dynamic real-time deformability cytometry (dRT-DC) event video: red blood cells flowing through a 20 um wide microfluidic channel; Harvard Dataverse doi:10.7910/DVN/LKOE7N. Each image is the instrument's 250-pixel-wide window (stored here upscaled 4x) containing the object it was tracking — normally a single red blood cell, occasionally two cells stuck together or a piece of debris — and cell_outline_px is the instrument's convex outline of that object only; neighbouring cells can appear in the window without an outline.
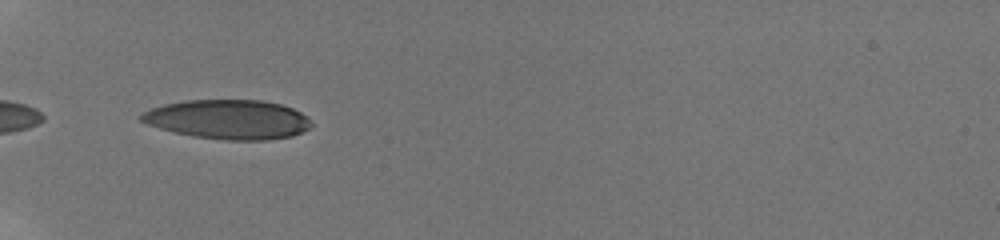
{"species": "human", "species_latin": "Homo sapiens", "temperature_condition": "room temperature", "stored_images_in_passage": 2, "camera_frame_rate_fps": 3000, "um_per_image_px": 0.085, "donor": {"sex": "male"}, "frame": {"image": 1, "passage_image": 1, "time_ms": 0.0, "image_size_px": [1000, 240], "cell_outline_px": [[312, 124], [308, 128], [292, 136], [268, 140], [224, 140], [192, 136], [160, 128], [148, 124], [140, 120], [140, 116], [144, 112], [152, 108], [164, 104], [184, 100], [260, 100], [280, 104], [292, 108], [300, 112]], "centroid_in_image_um": [19.38, 10.15], "position_along_channel_um": 65.6, "area_um2": 38.73}}